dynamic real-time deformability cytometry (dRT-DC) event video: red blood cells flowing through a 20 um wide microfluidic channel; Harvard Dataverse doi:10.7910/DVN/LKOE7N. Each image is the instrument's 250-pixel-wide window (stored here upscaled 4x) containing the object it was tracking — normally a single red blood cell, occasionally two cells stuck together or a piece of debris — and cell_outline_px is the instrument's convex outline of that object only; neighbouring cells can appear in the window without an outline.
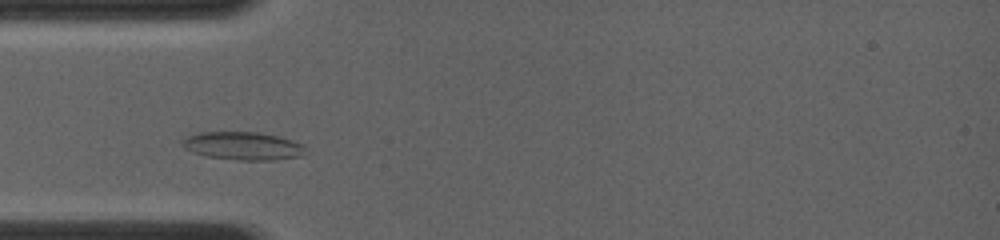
{"species": "common noctule bat (a hibernating species)", "species_latin": "Nyctalus noctula", "temperature_condition": "room temperature", "stored_images_in_passage": 24, "camera_frame_rate_fps": 4000, "um_per_image_px": 0.085, "animal": {"sex": "female", "body_mass_g": 19.0, "forearm_length_mm": 56.7}, "frame": {"image": 1, "passage_image": 4, "time_ms": 1.5, "image_size_px": [1000, 240], "cell_outline_px": [[304, 148], [300, 156], [272, 160], [240, 160], [208, 156], [192, 152], [184, 148], [184, 140], [188, 136], [200, 132], [256, 132], [280, 136], [292, 140], [300, 144]], "centroid_in_image_um": [20.64, 12.39], "position_along_channel_um": 64.4, "area_um2": 19.71}}
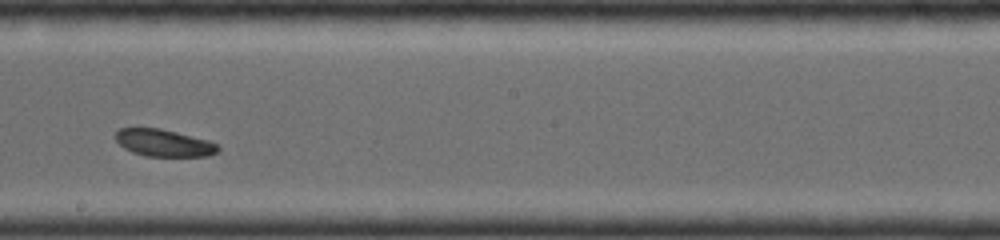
{"frame": {"image": 2, "passage_image": 13, "time_ms": 5.5, "image_size_px": [1000, 240], "cell_outline_px": [[220, 152], [208, 156], [144, 156], [132, 152], [124, 148], [116, 140], [116, 132], [120, 128], [136, 124], [160, 128], [208, 140], [220, 144]], "centroid_in_image_um": [13.9, 12.11], "position_along_channel_um": 234.3, "area_um2": 16.88}}
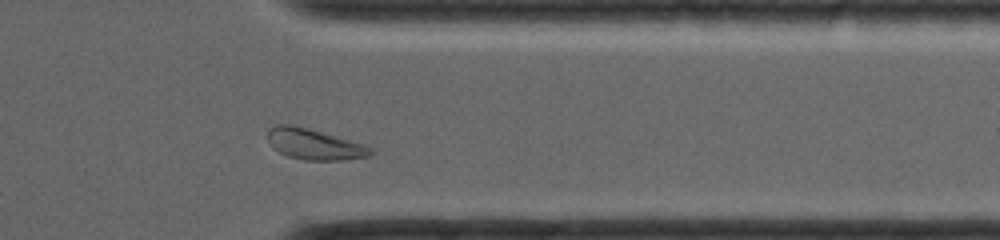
{"frame": {"image": 3, "passage_image": 21, "time_ms": 9.0, "image_size_px": [1000, 240], "cell_outline_px": [[372, 156], [344, 160], [304, 160], [288, 156], [272, 148], [268, 140], [268, 128], [276, 124], [292, 124], [364, 144], [372, 148]], "centroid_in_image_um": [26.7, 12.26], "position_along_channel_um": 384.7, "area_um2": 18.44}}